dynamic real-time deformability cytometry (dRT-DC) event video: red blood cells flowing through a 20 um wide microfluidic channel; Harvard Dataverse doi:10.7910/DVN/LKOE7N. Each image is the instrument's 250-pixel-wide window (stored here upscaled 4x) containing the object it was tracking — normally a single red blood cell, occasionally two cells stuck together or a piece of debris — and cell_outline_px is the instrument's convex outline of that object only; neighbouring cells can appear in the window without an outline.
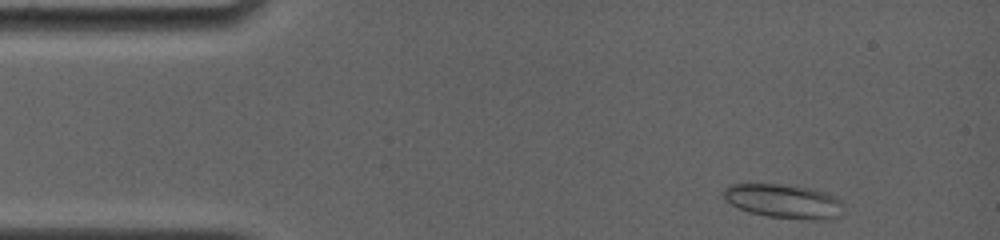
{"species": "common noctule bat (a hibernating species)", "species_latin": "Nyctalus noctula", "temperature_condition": "room temperature", "stored_images_in_passage": 6, "camera_frame_rate_fps": 4000, "um_per_image_px": 0.085, "animal": {"sex": "female", "body_mass_g": 19.0, "forearm_length_mm": 56.7}, "frame": {"image": 1, "passage_image": 1, "time_ms": 0.0, "image_size_px": [1000, 240], "cell_outline_px": [[840, 204], [836, 216], [824, 220], [812, 220], [768, 216], [748, 212], [724, 200], [724, 188], [732, 184], [780, 184], [812, 188], [836, 196], [840, 200]], "centroid_in_image_um": [66.56, 17.09], "position_along_channel_um": 18.4, "area_um2": 23.41}}
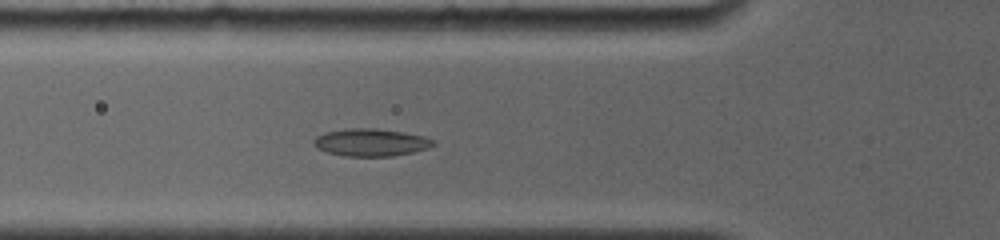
{"frame": {"image": 2, "passage_image": 6, "time_ms": 4.0, "image_size_px": [1000, 240], "cell_outline_px": [[436, 144], [428, 148], [412, 152], [392, 156], [344, 156], [328, 152], [316, 148], [312, 144], [312, 140], [316, 136], [324, 132], [348, 128], [376, 128], [404, 132], [424, 136], [436, 140]], "centroid_in_image_um": [31.51, 12.09], "position_along_channel_um": 94.3, "area_um2": 19.36}}